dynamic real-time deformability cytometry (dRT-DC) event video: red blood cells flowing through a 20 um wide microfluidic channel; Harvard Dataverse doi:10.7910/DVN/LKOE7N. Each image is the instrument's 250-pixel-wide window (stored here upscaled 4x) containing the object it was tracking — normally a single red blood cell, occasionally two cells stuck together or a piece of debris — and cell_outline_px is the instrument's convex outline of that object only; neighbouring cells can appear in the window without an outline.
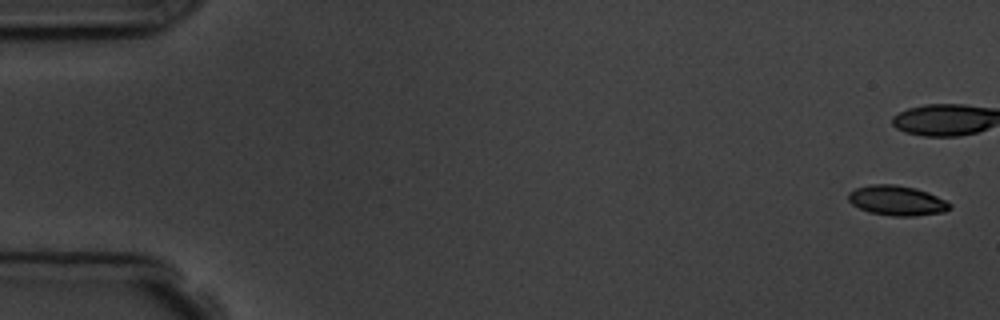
{"species": "common noctule bat (a hibernating species)", "species_latin": "Nyctalus noctula", "temperature_condition": "room temperature", "stored_images_in_passage": 6, "camera_frame_rate_fps": 3000, "um_per_image_px": 0.085, "animal": {"sex": "male", "body_mass_g": 19.5, "forearm_length_mm": 54.6}, "frame": {"image": 1, "passage_image": 1, "time_ms": 0.0, "image_size_px": [1000, 320], "cell_outline_px": [[952, 208], [944, 212], [916, 216], [892, 216], [868, 212], [852, 204], [848, 200], [848, 192], [856, 188], [872, 184], [896, 184], [916, 188], [928, 192], [952, 204]], "centroid_in_image_um": [76.24, 17.05], "position_along_channel_um": 8.8, "area_um2": 17.8}}
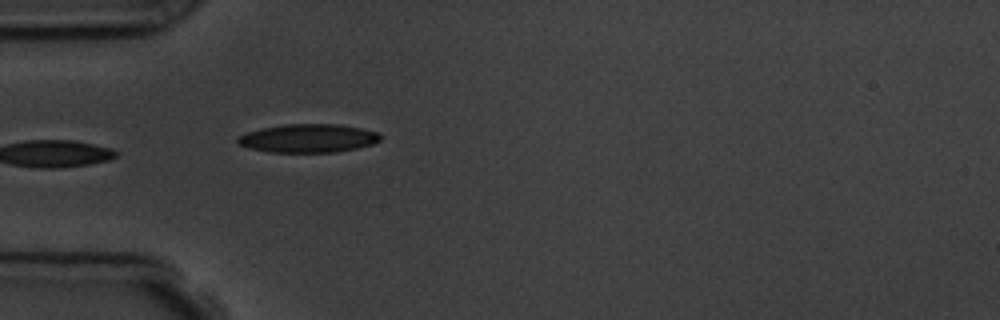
{"frame": {"image": 2, "passage_image": 6, "time_ms": 5.667, "image_size_px": [1000, 320], "cell_outline_px": [[380, 140], [372, 144], [356, 148], [336, 152], [268, 152], [248, 148], [240, 144], [236, 140], [240, 136], [248, 132], [260, 128], [288, 124], [340, 124], [380, 132]], "centroid_in_image_um": [26.21, 11.75], "position_along_channel_um": 58.8, "area_um2": 23.58}}